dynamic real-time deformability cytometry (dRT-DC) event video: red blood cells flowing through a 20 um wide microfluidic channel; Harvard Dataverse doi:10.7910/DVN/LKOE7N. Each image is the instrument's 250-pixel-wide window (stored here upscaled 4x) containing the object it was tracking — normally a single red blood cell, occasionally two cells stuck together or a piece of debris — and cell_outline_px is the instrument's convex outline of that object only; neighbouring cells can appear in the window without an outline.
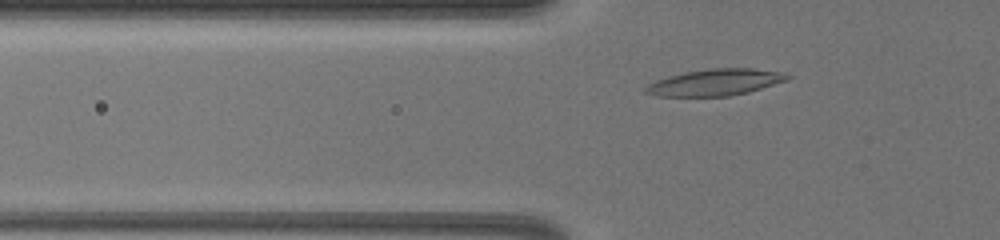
{"species": "common noctule bat (a hibernating species)", "species_latin": "Nyctalus noctula", "temperature_condition": "warm", "stored_images_in_passage": 29, "camera_frame_rate_fps": 3000, "um_per_image_px": 0.085, "animal": {"sex": "female", "body_mass_g": 19.5, "forearm_length_mm": 54.1}, "frame": {"image": 1, "passage_image": 6, "time_ms": 3.0, "image_size_px": [1000, 240], "cell_outline_px": [[792, 76], [788, 80], [748, 92], [728, 96], [660, 96], [644, 92], [644, 88], [648, 84], [656, 80], [668, 76], [684, 72], [708, 68], [752, 68], [780, 72]], "centroid_in_image_um": [60.79, 6.99], "position_along_channel_um": 65.0, "area_um2": 21.85}}
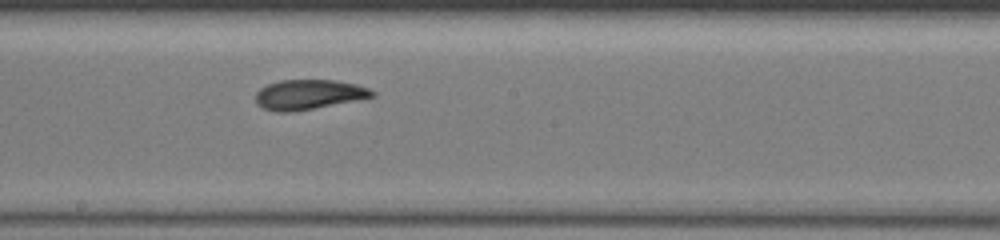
{"frame": {"image": 2, "passage_image": 16, "time_ms": 7.0, "image_size_px": [1000, 240], "cell_outline_px": [[376, 96], [292, 112], [276, 112], [264, 108], [256, 104], [256, 92], [260, 88], [268, 84], [280, 80], [336, 80], [356, 84], [368, 88], [376, 92]], "centroid_in_image_um": [26.22, 8.03], "position_along_channel_um": 222.0, "area_um2": 20.17}}
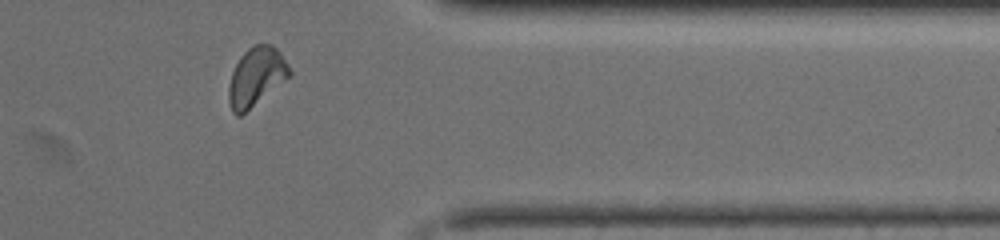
{"frame": {"image": 3, "passage_image": 26, "time_ms": 11.333, "image_size_px": [1000, 240], "cell_outline_px": [[292, 72], [288, 76], [240, 116], [236, 116], [232, 112], [228, 100], [228, 88], [232, 72], [240, 56], [248, 48], [256, 44], [272, 44], [280, 52]], "centroid_in_image_um": [21.73, 6.5], "position_along_channel_um": 389.7, "area_um2": 20.23}, "authors_computed_cell_mechanics": {"area_um2": 20.4612, "velocity_mm_per_s": 4.0743, "shape_relaxation_time_tau1_ms": 3.3788, "shape_relaxation_time_tau2_ms": 1.9943, "deformation_change_tau1": 0.161, "deformation_change_tau2": 0.082}}